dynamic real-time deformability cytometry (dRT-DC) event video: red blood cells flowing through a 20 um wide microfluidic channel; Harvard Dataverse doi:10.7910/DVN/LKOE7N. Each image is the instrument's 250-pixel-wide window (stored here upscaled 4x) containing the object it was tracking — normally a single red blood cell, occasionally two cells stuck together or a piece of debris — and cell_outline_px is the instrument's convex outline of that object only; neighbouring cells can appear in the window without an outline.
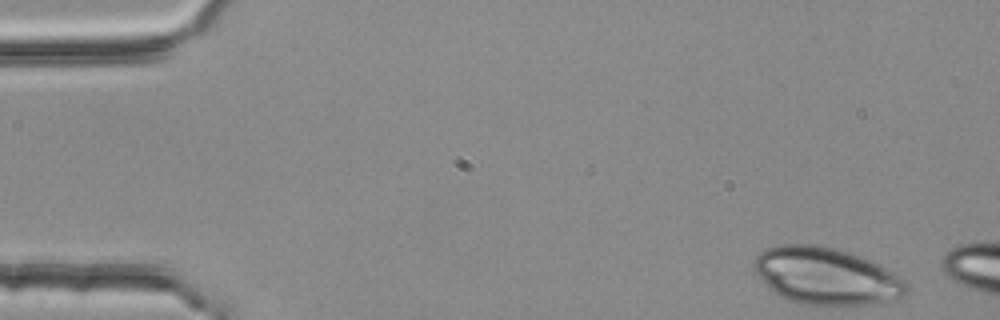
{"species": "common noctule bat (a hibernating species)", "species_latin": "Nyctalus noctula", "temperature_condition": "room temperature", "stored_images_in_passage": 7, "camera_frame_rate_fps": 3000, "um_per_image_px": 0.085, "animal": {"sex": "female", "body_mass_g": 25.1}, "frame": {"image": 1, "passage_image": 1, "time_ms": 0.0, "image_size_px": [1000, 320], "cell_outline_px": [[912, 288], [908, 292], [900, 296], [888, 300], [868, 304], [804, 304], [788, 300], [780, 296], [768, 288], [764, 284], [756, 272], [752, 264], [752, 260], [760, 252], [768, 248], [780, 244], [816, 244], [852, 252], [872, 260], [880, 264], [904, 280]], "centroid_in_image_um": [70.21, 23.43], "position_along_channel_um": 14.8, "area_um2": 50.69}}